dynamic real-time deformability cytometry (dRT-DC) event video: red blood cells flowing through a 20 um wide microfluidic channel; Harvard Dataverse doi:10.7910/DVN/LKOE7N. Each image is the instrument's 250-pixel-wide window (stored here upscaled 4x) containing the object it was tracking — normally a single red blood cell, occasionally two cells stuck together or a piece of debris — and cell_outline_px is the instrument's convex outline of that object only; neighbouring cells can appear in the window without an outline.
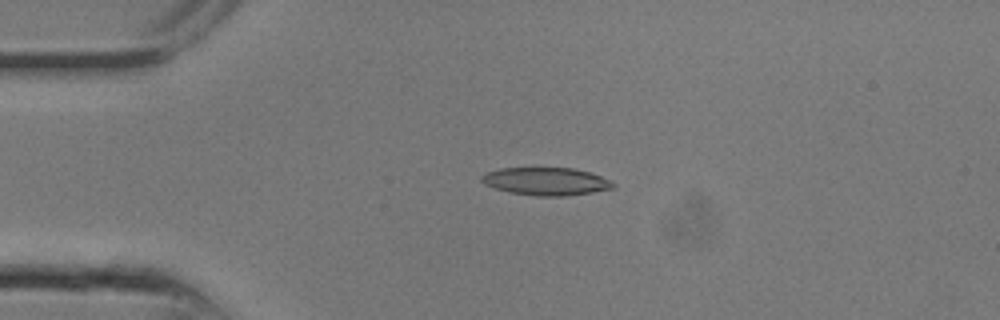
{"species": "common noctule bat (a hibernating species)", "species_latin": "Nyctalus noctula", "temperature_condition": "room temperature", "stored_images_in_passage": 8, "camera_frame_rate_fps": 3000, "um_per_image_px": 0.085, "animal": {"sex": "male", "body_mass_g": 13.3}, "frame": {"image": 1, "passage_image": 5, "time_ms": 1.333, "image_size_px": [1000, 320], "cell_outline_px": [[616, 188], [592, 192], [564, 196], [536, 196], [512, 192], [496, 188], [484, 184], [480, 180], [480, 176], [488, 172], [500, 168], [572, 168], [588, 172], [612, 180], [616, 184]], "centroid_in_image_um": [46.45, 15.41], "position_along_channel_um": 38.6, "area_um2": 21.21}}
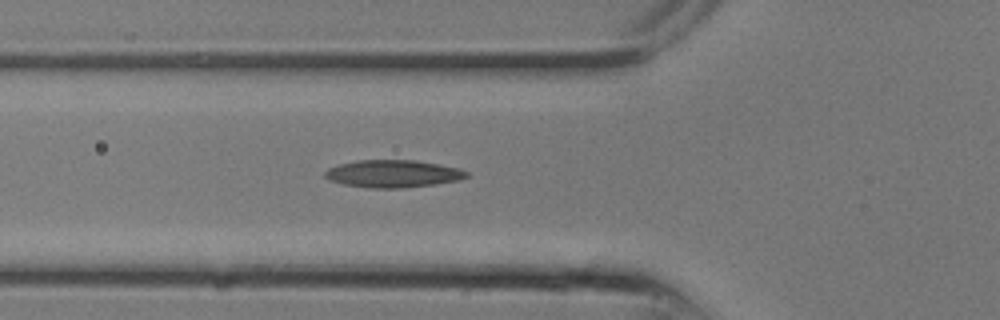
{"frame": {"image": 2, "passage_image": 8, "time_ms": 2.333, "image_size_px": [1000, 320], "cell_outline_px": [[468, 176], [460, 180], [436, 184], [400, 188], [368, 188], [344, 184], [328, 180], [324, 176], [324, 172], [328, 168], [340, 164], [356, 160], [416, 160], [440, 164], [460, 168], [468, 172]], "centroid_in_image_um": [33.41, 14.76], "position_along_channel_um": 92.4, "area_um2": 22.83}}